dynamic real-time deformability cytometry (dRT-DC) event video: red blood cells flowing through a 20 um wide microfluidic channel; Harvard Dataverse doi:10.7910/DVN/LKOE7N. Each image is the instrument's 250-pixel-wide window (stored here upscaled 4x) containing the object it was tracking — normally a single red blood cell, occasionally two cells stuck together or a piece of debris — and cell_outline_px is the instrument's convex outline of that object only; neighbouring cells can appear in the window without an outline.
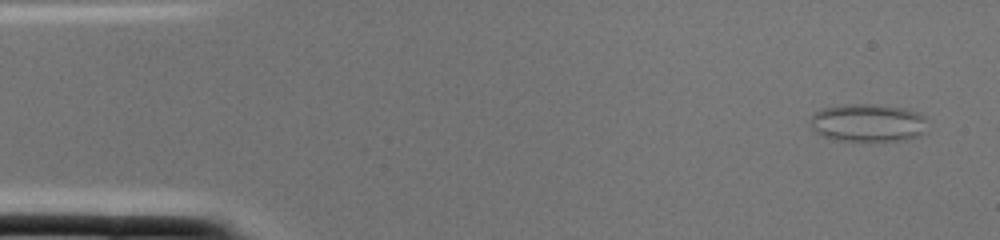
{"species": "common noctule bat (a hibernating species)", "species_latin": "Nyctalus noctula", "temperature_condition": "cold", "stored_images_in_passage": 2, "camera_frame_rate_fps": 3000, "um_per_image_px": 0.085, "animal": {"sex": "female", "body_mass_g": 22.0, "forearm_length_mm": 56.7}, "frame": {"image": 1, "passage_image": 2, "time_ms": 0.333, "image_size_px": [1000, 240], "cell_outline_px": [[924, 132], [916, 136], [904, 140], [840, 140], [824, 136], [816, 132], [808, 124], [808, 120], [820, 108], [844, 104], [868, 104], [904, 108], [920, 112], [924, 116]], "centroid_in_image_um": [73.72, 10.42], "position_along_channel_um": 11.3, "area_um2": 25.66}}